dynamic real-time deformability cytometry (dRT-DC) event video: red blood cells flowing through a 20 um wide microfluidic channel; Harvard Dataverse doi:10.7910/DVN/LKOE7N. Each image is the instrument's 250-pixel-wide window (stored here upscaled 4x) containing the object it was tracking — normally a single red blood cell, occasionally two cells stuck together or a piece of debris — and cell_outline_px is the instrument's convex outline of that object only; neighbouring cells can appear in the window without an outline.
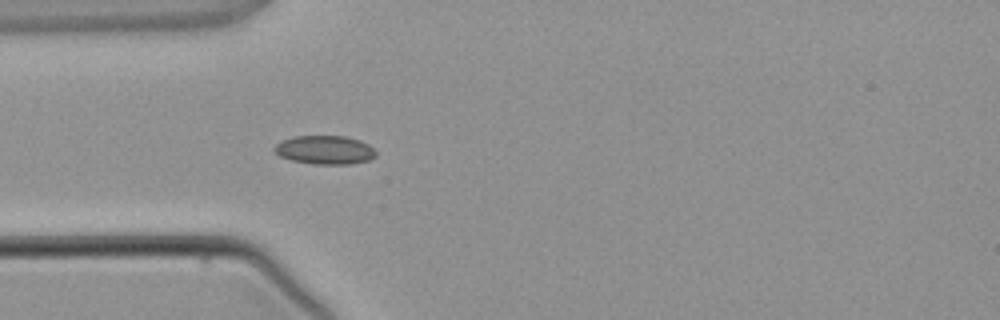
{"species": "common noctule bat (a hibernating species)", "species_latin": "Nyctalus noctula", "temperature_condition": "warm", "stored_images_in_passage": 2, "camera_frame_rate_fps": 3000, "um_per_image_px": 0.085, "animal": {"sex": "male", "body_mass_g": 21.5, "forearm_length_mm": 52.0}, "frame": {"image": 1, "passage_image": 2, "time_ms": 1.333, "image_size_px": [1000, 320], "cell_outline_px": [[376, 156], [368, 160], [352, 164], [312, 164], [292, 160], [280, 156], [272, 148], [280, 140], [296, 136], [344, 136], [360, 140], [368, 144], [376, 152]], "centroid_in_image_um": [27.6, 12.74], "position_along_channel_um": 57.4, "area_um2": 16.99}}